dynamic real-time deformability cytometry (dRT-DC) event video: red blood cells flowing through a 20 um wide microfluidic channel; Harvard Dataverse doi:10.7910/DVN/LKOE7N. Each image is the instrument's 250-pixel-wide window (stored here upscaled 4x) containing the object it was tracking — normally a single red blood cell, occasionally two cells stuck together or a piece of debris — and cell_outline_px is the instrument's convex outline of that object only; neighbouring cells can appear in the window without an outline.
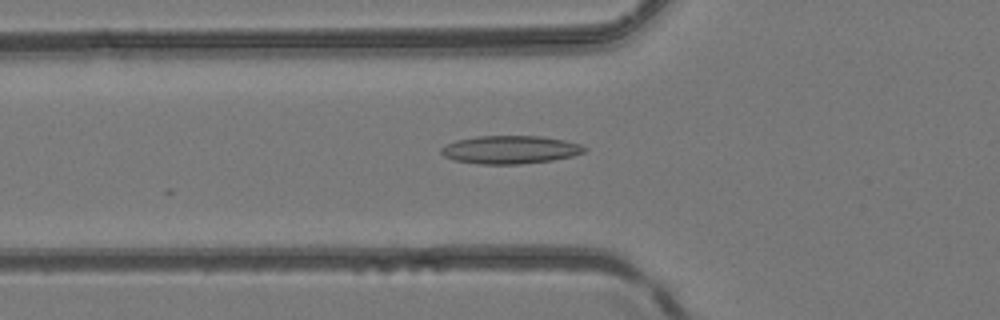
{"species": "common noctule bat (a hibernating species)", "species_latin": "Nyctalus noctula", "temperature_condition": "room temperature", "stored_images_in_passage": 26, "camera_frame_rate_fps": 3000, "um_per_image_px": 0.085, "animal": {"sex": "female", "body_mass_g": 24.6, "forearm_length_mm": 56.2}, "frame": {"image": 1, "passage_image": 17, "time_ms": 5.333, "image_size_px": [1000, 320], "cell_outline_px": [[588, 148], [584, 152], [572, 156], [552, 160], [520, 164], [480, 164], [456, 160], [444, 156], [440, 152], [440, 148], [456, 140], [476, 136], [540, 136], [564, 140], [580, 144]], "centroid_in_image_um": [43.37, 12.72], "position_along_channel_um": 82.4, "area_um2": 23.35}}
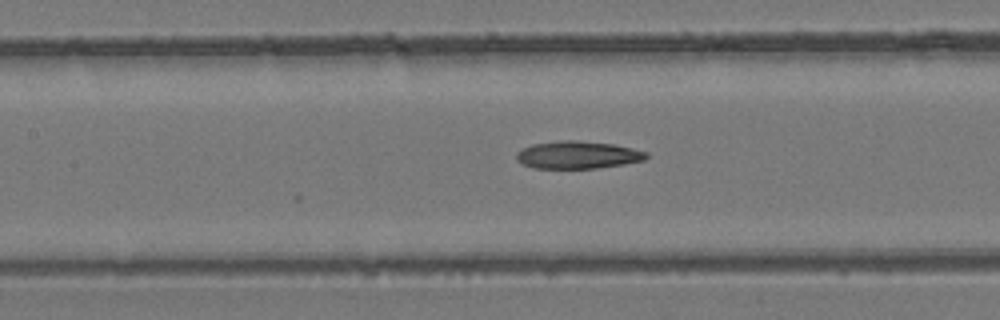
{"frame": {"image": 2, "passage_image": 22, "time_ms": 7.0, "image_size_px": [1000, 320], "cell_outline_px": [[648, 156], [644, 160], [624, 164], [596, 168], [536, 168], [524, 164], [516, 160], [516, 152], [532, 144], [560, 140], [580, 140], [612, 144], [632, 148], [648, 152]], "centroid_in_image_um": [49.11, 13.16], "position_along_channel_um": 158.3, "area_um2": 20.81}}
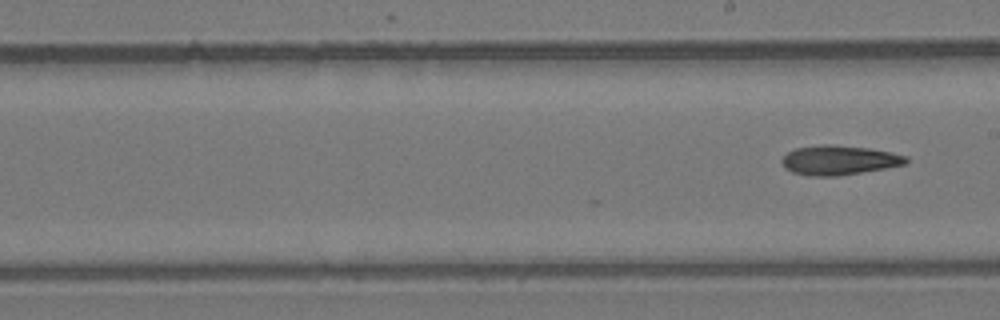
{"frame": {"image": 3, "passage_image": 26, "time_ms": 8.333, "image_size_px": [1000, 320], "cell_outline_px": [[908, 160], [904, 164], [884, 168], [836, 176], [808, 176], [792, 172], [784, 168], [780, 160], [788, 152], [796, 148], [824, 144], [828, 144], [868, 148], [908, 156]], "centroid_in_image_um": [71.26, 13.61], "position_along_channel_um": 217.7, "area_um2": 21.1}}